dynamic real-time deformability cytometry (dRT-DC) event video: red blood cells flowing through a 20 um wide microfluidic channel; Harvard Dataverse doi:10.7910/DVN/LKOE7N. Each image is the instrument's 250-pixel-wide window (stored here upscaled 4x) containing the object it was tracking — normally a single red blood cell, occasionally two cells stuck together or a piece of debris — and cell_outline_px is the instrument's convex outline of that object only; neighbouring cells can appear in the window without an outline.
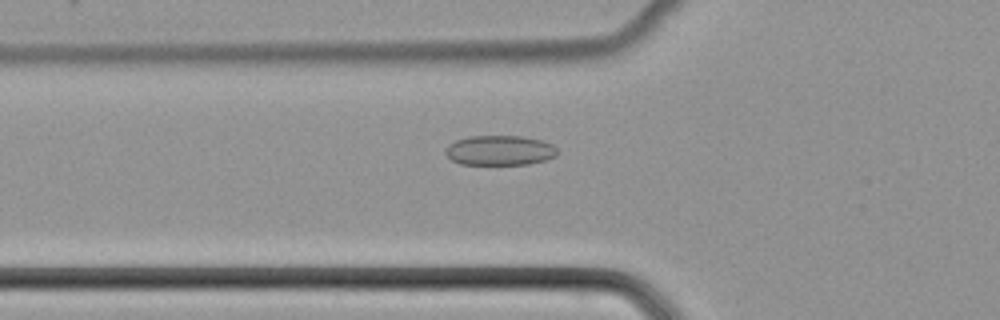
{"species": "common noctule bat (a hibernating species)", "species_latin": "Nyctalus noctula", "temperature_condition": "cold", "stored_images_in_passage": 50, "camera_frame_rate_fps": 3000, "um_per_image_px": 0.085, "animal": {"sex": "female", "body_mass_g": 22.7, "forearm_length_mm": 54.2}, "frame": {"image": 1, "passage_image": 18, "time_ms": 5.667, "image_size_px": [1000, 320], "cell_outline_px": [[560, 152], [556, 156], [544, 160], [528, 164], [460, 164], [452, 160], [444, 152], [448, 144], [456, 140], [468, 136], [520, 136], [544, 140], [552, 144]], "centroid_in_image_um": [42.49, 12.77], "position_along_channel_um": 83.3, "area_um2": 19.59}}
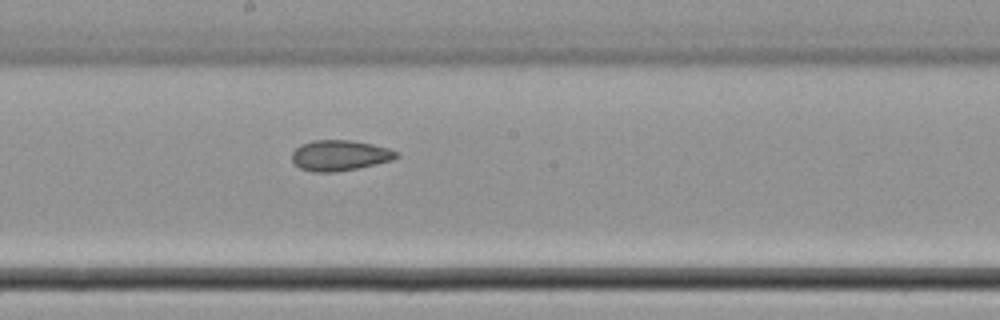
{"frame": {"image": 2, "passage_image": 28, "time_ms": 9.0, "image_size_px": [1000, 320], "cell_outline_px": [[400, 156], [392, 160], [376, 164], [336, 172], [312, 172], [300, 168], [292, 160], [292, 152], [300, 144], [312, 140], [352, 140], [372, 144], [388, 148], [400, 152]], "centroid_in_image_um": [28.89, 13.2], "position_along_channel_um": 219.3, "area_um2": 18.73}}
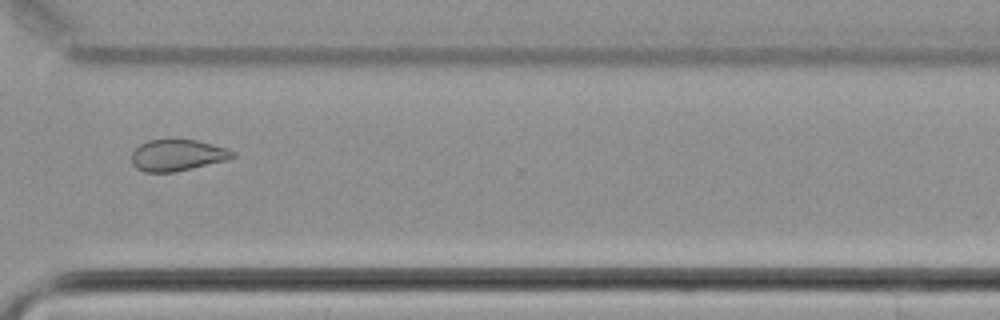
{"frame": {"image": 3, "passage_image": 38, "time_ms": 12.333, "image_size_px": [1000, 320], "cell_outline_px": [[236, 156], [228, 160], [176, 172], [144, 172], [136, 168], [132, 164], [132, 152], [140, 144], [148, 140], [196, 140], [228, 148], [236, 152]], "centroid_in_image_um": [15.11, 13.2], "position_along_channel_um": 355.5, "area_um2": 18.61}}